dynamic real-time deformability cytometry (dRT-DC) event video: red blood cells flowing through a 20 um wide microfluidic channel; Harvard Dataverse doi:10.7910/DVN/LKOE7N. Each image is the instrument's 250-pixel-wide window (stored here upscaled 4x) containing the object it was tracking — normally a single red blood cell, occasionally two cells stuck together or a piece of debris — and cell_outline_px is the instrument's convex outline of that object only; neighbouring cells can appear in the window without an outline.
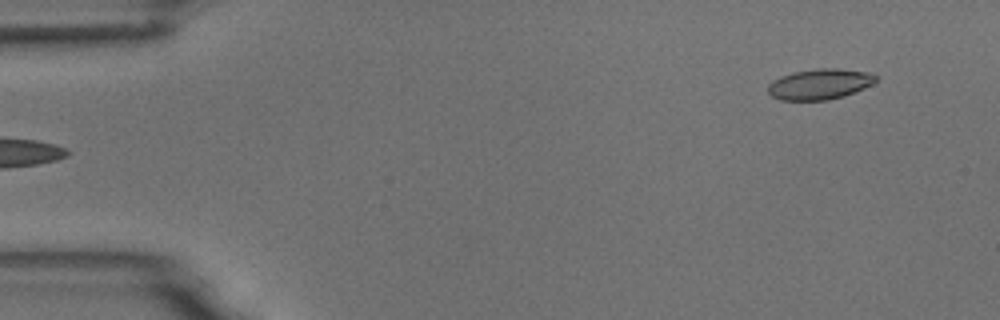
{"species": "common noctule bat (a hibernating species)", "species_latin": "Nyctalus noctula", "temperature_condition": "room temperature", "stored_images_in_passage": 6, "segment_of_instrument_passage": [2, 2], "camera_frame_rate_fps": 3000, "um_per_image_px": 0.085, "animal": {"sex": "male", "body_mass_g": 18.8}, "frame": {"image": 1, "passage_image": 6, "time_ms": 5.667, "image_size_px": [1000, 320], "cell_outline_px": [[876, 80], [872, 84], [844, 96], [828, 100], [780, 100], [772, 96], [768, 92], [768, 84], [772, 80], [780, 76], [792, 72], [816, 68], [840, 68], [868, 72], [876, 76]], "centroid_in_image_um": [69.64, 7.14], "position_along_channel_um": 15.4, "area_um2": 19.31}}